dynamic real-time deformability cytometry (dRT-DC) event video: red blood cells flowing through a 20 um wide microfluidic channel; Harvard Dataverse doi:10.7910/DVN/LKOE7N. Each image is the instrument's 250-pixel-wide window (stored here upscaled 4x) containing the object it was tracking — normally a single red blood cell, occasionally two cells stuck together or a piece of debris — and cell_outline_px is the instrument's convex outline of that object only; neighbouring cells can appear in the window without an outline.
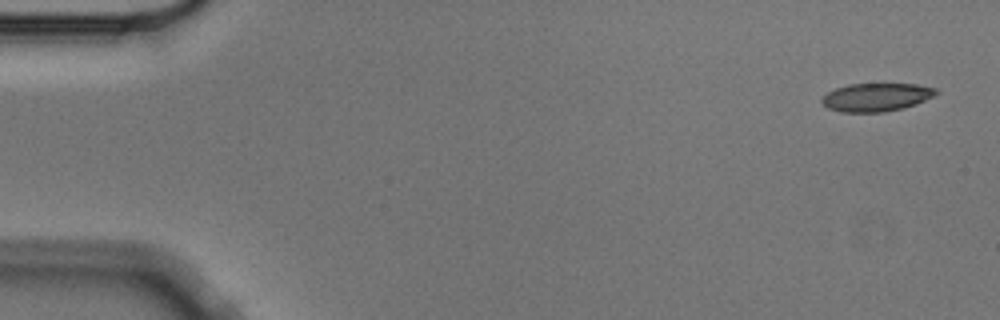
{"species": "Egyptian fruit bat (a non-hibernating species)", "species_latin": "Rousettus aegyptiacus", "temperature_condition": "cold", "stored_images_in_passage": 4, "camera_frame_rate_fps": 3000, "um_per_image_px": 0.085, "animal": {"sex": "male"}, "frame": {"image": 1, "passage_image": 1, "time_ms": 0.0, "image_size_px": [1000, 320], "cell_outline_px": [[940, 92], [924, 100], [904, 108], [884, 112], [840, 112], [828, 108], [820, 100], [828, 92], [836, 88], [848, 84], [916, 84], [936, 88]], "centroid_in_image_um": [74.48, 8.26], "position_along_channel_um": 10.5, "area_um2": 18.67}}
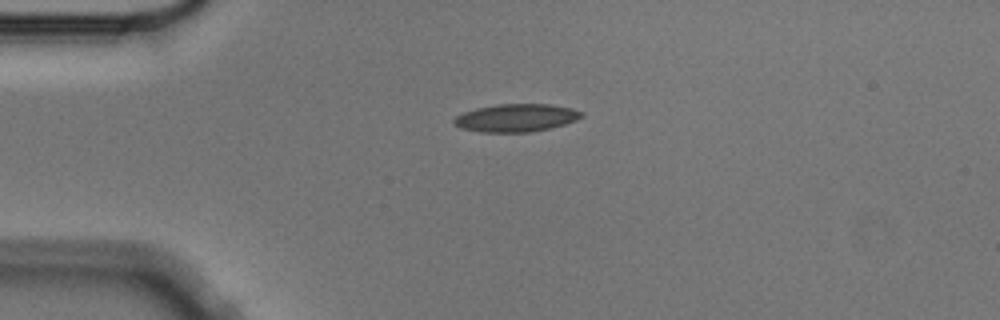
{"frame": {"image": 2, "passage_image": 4, "time_ms": 1.0, "image_size_px": [1000, 320], "cell_outline_px": [[584, 116], [576, 120], [552, 128], [532, 132], [480, 132], [460, 128], [452, 124], [452, 120], [456, 116], [464, 112], [476, 108], [496, 104], [548, 104], [572, 108], [584, 112]], "centroid_in_image_um": [43.86, 10.02], "position_along_channel_um": 41.1, "area_um2": 20.92}}